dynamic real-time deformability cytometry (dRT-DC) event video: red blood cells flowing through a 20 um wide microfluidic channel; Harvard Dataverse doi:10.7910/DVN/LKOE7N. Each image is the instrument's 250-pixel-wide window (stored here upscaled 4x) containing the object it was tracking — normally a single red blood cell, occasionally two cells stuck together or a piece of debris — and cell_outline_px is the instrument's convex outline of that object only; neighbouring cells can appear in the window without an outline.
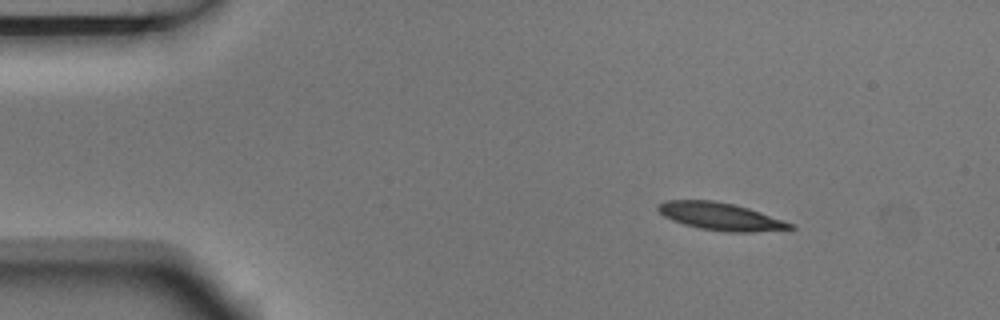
{"species": "Egyptian fruit bat (a non-hibernating species)", "species_latin": "Rousettus aegyptiacus", "temperature_condition": "room temperature", "stored_images_in_passage": 4, "camera_frame_rate_fps": 3000, "um_per_image_px": 0.085, "animal": {"sex": "male"}, "frame": {"image": 1, "passage_image": 2, "time_ms": 0.333, "image_size_px": [1000, 320], "cell_outline_px": [[796, 228], [752, 232], [724, 232], [700, 228], [684, 224], [672, 220], [664, 216], [656, 208], [656, 204], [664, 200], [712, 200], [732, 204], [748, 208], [796, 224]], "centroid_in_image_um": [61.23, 18.39], "position_along_channel_um": 23.8, "area_um2": 21.21}}
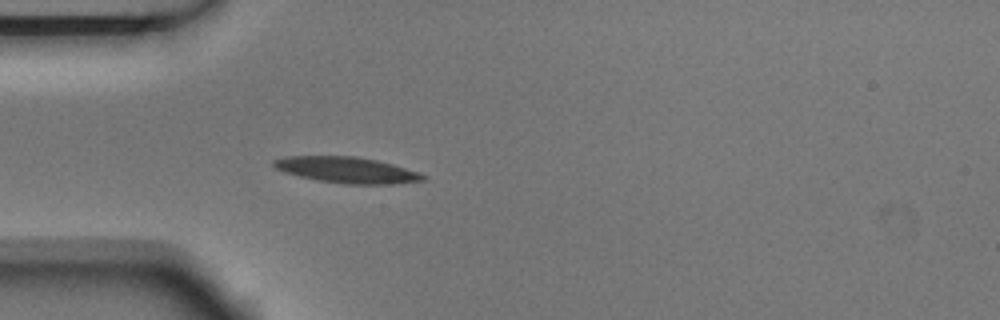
{"frame": {"image": 2, "passage_image": 4, "time_ms": 1.0, "image_size_px": [1000, 320], "cell_outline_px": [[428, 176], [424, 180], [392, 184], [344, 184], [316, 180], [284, 172], [276, 168], [272, 164], [272, 160], [284, 156], [356, 156], [376, 160], [392, 164], [420, 172]], "centroid_in_image_um": [29.48, 14.44], "position_along_channel_um": 55.5, "area_um2": 22.72}}